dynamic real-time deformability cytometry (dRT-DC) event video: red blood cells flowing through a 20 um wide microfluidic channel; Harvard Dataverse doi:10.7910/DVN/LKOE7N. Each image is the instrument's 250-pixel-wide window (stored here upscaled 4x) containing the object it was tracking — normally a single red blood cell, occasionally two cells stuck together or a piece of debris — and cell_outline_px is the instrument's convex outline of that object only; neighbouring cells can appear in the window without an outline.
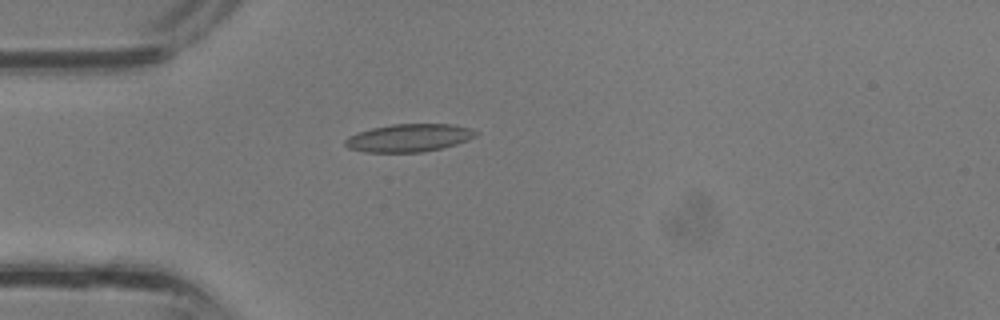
{"species": "common noctule bat (a hibernating species)", "species_latin": "Nyctalus noctula", "temperature_condition": "room temperature", "stored_images_in_passage": 27, "camera_frame_rate_fps": 3000, "um_per_image_px": 0.085, "animal": {"sex": "male", "body_mass_g": 13.3}, "frame": {"image": 1, "passage_image": 1, "time_ms": 0.0, "image_size_px": [1000, 320], "cell_outline_px": [[480, 132], [476, 136], [468, 140], [456, 144], [440, 148], [420, 152], [364, 152], [348, 148], [344, 144], [344, 140], [348, 136], [356, 132], [372, 128], [392, 124], [452, 124], [472, 128]], "centroid_in_image_um": [34.76, 11.71], "position_along_channel_um": 50.2, "area_um2": 21.33}}
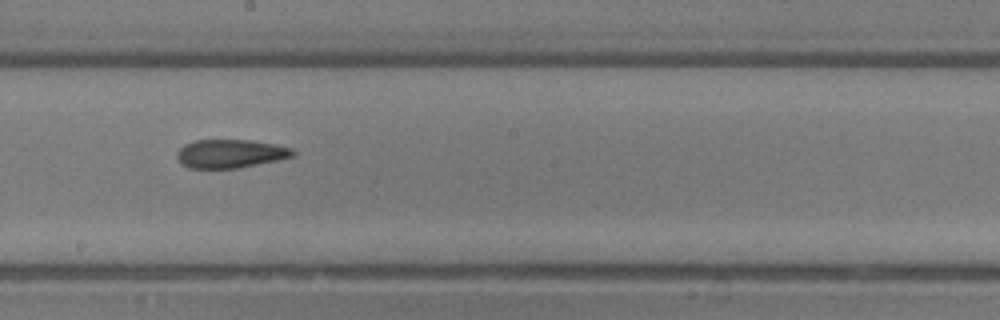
{"frame": {"image": 2, "passage_image": 11, "time_ms": 3.333, "image_size_px": [1000, 320], "cell_outline_px": [[296, 156], [240, 168], [188, 168], [180, 164], [176, 156], [176, 152], [184, 144], [196, 140], [252, 140], [276, 144], [292, 148], [296, 152]], "centroid_in_image_um": [19.59, 13.06], "position_along_channel_um": 228.6, "area_um2": 19.54}}
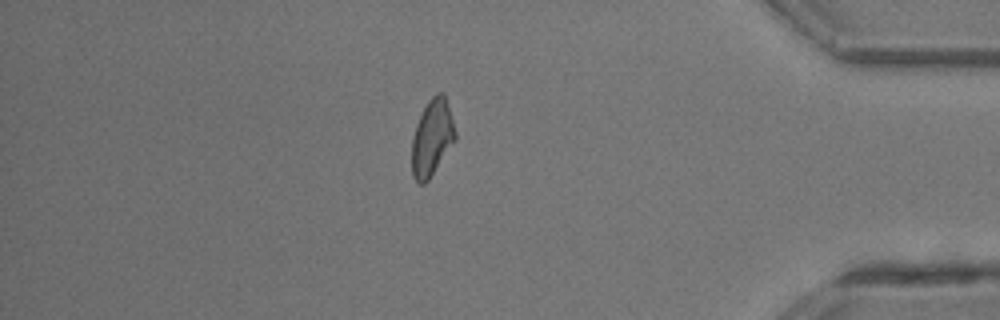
{"frame": {"image": 3, "passage_image": 22, "time_ms": 7.0, "image_size_px": [1000, 320], "cell_outline_px": [[456, 140], [428, 180], [424, 184], [420, 184], [412, 176], [412, 136], [416, 124], [428, 100], [436, 92], [444, 92], [456, 132]], "centroid_in_image_um": [36.72, 11.7], "position_along_channel_um": 398.5, "area_um2": 19.31}}